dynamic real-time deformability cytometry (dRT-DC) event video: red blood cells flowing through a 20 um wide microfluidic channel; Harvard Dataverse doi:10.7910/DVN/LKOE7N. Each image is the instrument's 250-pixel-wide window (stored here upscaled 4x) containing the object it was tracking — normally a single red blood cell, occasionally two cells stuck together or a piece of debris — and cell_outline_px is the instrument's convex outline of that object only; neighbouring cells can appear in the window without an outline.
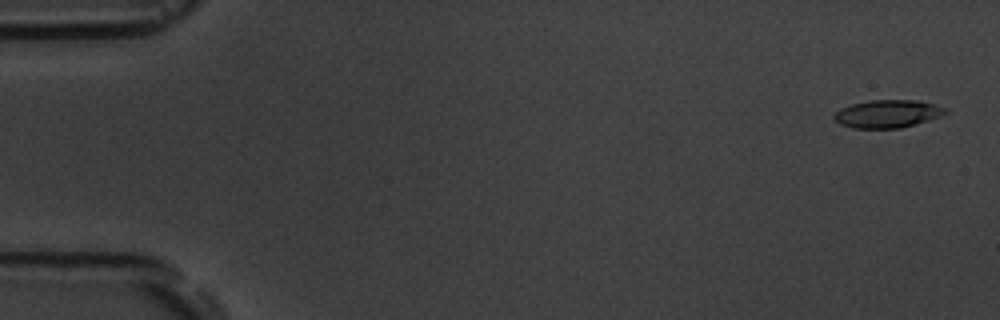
{"species": "common noctule bat (a hibernating species)", "species_latin": "Nyctalus noctula", "temperature_condition": "room temperature", "stored_images_in_passage": 6, "camera_frame_rate_fps": 3000, "um_per_image_px": 0.085, "animal": {"sex": "male", "body_mass_g": 19.5, "forearm_length_mm": 54.6}, "frame": {"image": 1, "passage_image": 1, "time_ms": 0.0, "image_size_px": [1000, 320], "cell_outline_px": [[948, 112], [940, 116], [928, 120], [900, 128], [852, 128], [840, 124], [832, 116], [840, 108], [852, 104], [868, 100], [916, 100], [948, 108]], "centroid_in_image_um": [75.43, 9.67], "position_along_channel_um": 9.6, "area_um2": 17.98}}
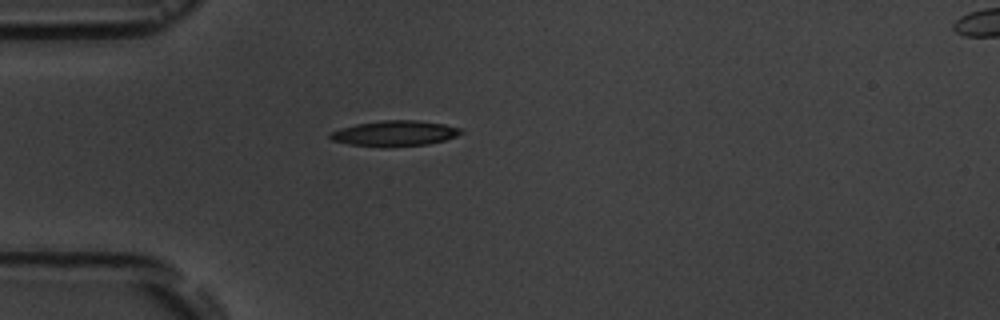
{"frame": {"image": 2, "passage_image": 5, "time_ms": 4.667, "image_size_px": [1000, 320], "cell_outline_px": [[464, 132], [456, 136], [444, 140], [428, 144], [384, 148], [348, 144], [332, 140], [328, 136], [328, 132], [340, 128], [356, 124], [380, 120], [416, 120], [444, 124], [460, 128]], "centroid_in_image_um": [33.5, 11.34], "position_along_channel_um": 51.5, "area_um2": 19.71}}